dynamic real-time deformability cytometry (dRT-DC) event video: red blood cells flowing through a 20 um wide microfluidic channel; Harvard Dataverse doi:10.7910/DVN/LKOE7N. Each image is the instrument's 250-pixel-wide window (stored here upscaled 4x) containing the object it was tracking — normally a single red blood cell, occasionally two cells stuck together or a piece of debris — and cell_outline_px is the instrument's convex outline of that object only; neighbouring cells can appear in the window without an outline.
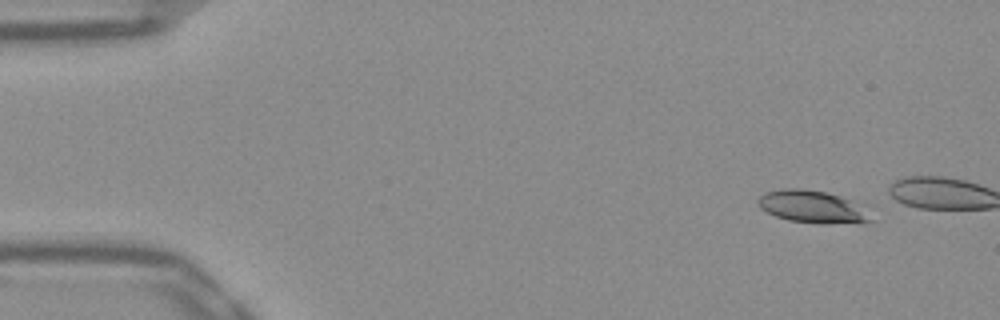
{"species": "Egyptian fruit bat (a non-hibernating species)", "species_latin": "Rousettus aegyptiacus", "temperature_condition": "warm", "stored_images_in_passage": 8, "camera_frame_rate_fps": 3000, "um_per_image_px": 0.085, "frame": {"image": 1, "passage_image": 8, "time_ms": 2.333, "image_size_px": [1000, 320], "cell_outline_px": [[872, 220], [820, 224], [788, 220], [776, 216], [760, 208], [756, 204], [756, 200], [760, 196], [768, 192], [784, 188], [800, 188], [824, 192], [840, 196], [852, 200], [860, 204], [864, 208]], "centroid_in_image_um": [68.98, 17.56], "position_along_channel_um": 16.0, "area_um2": 20.92}}